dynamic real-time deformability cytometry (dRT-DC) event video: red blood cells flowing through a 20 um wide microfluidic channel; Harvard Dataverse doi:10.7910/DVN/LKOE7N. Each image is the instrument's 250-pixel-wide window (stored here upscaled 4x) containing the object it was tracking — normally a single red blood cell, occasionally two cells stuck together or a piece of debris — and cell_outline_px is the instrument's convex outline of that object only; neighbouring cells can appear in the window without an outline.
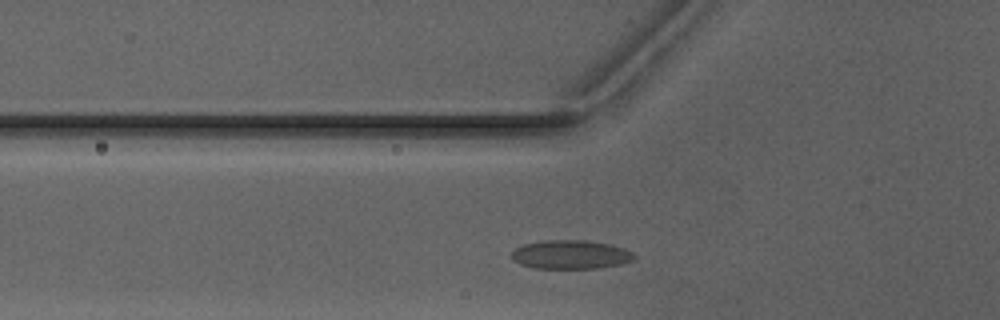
{"species": "Egyptian fruit bat (a non-hibernating species)", "species_latin": "Rousettus aegyptiacus", "temperature_condition": "warm", "stored_images_in_passage": 32, "camera_frame_rate_fps": 3000, "um_per_image_px": 0.085, "animal": {"sex": "male"}, "frame": {"image": 1, "passage_image": 9, "time_ms": 2.667, "image_size_px": [1000, 320], "cell_outline_px": [[636, 256], [632, 260], [620, 264], [600, 268], [536, 268], [520, 264], [512, 260], [512, 252], [516, 248], [524, 244], [544, 240], [588, 240], [608, 244], [624, 248], [632, 252]], "centroid_in_image_um": [48.5, 21.63], "position_along_channel_um": 77.3, "area_um2": 20.52}}
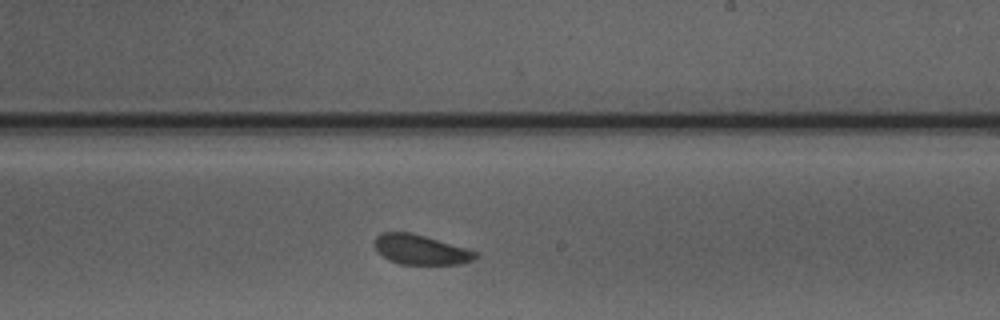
{"frame": {"image": 2, "passage_image": 22, "time_ms": 7.0, "image_size_px": [1000, 320], "cell_outline_px": [[480, 256], [472, 260], [460, 264], [400, 264], [388, 260], [376, 252], [376, 236], [380, 232], [408, 232], [424, 236], [468, 248], [480, 252]], "centroid_in_image_um": [35.79, 21.23], "position_along_channel_um": 253.2, "area_um2": 17.63}}
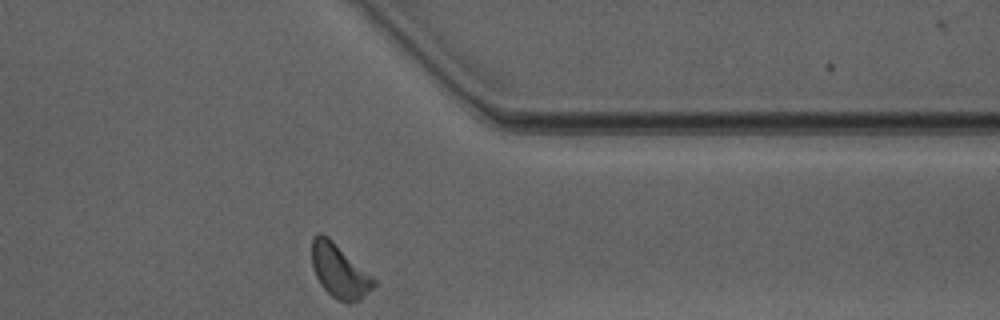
{"frame": {"image": 3, "passage_image": 32, "time_ms": 10.333, "image_size_px": [1000, 320], "cell_outline_px": [[376, 284], [360, 300], [336, 300], [320, 284], [312, 268], [312, 240], [316, 232], [320, 232], [328, 236], [372, 276], [376, 280]], "centroid_in_image_um": [28.82, 22.99], "position_along_channel_um": 382.6, "area_um2": 19.02}, "authors_computed_cell_mechanics": {"area_um2": 19.2474, "velocity_mm_per_s": 4.0633, "shape_relaxation_time_tau1_ms": 1.7901, "shape_relaxation_time_tau2_ms": 1.9482, "deformation_change_tau1": 0.0566, "deformation_change_tau2": 0.0749}}